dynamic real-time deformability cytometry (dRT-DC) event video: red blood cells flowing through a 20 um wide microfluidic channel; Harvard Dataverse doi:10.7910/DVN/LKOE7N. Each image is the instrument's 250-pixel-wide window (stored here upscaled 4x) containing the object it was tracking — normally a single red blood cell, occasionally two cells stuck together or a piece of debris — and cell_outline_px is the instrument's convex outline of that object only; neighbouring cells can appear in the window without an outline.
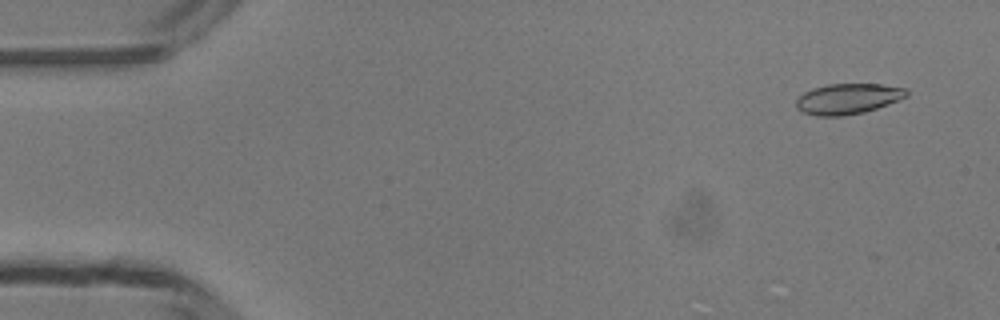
{"species": "common noctule bat (a hibernating species)", "species_latin": "Nyctalus noctula", "temperature_condition": "room temperature", "stored_images_in_passage": 39, "camera_frame_rate_fps": 3000, "um_per_image_px": 0.085, "animal": {"sex": "male", "body_mass_g": 13.3}, "frame": {"image": 1, "passage_image": 1, "time_ms": 0.0, "image_size_px": [1000, 320], "cell_outline_px": [[908, 96], [888, 104], [864, 112], [844, 116], [820, 116], [804, 112], [796, 108], [796, 100], [804, 92], [812, 88], [828, 84], [880, 84], [908, 88]], "centroid_in_image_um": [72.09, 8.39], "position_along_channel_um": 12.9, "area_um2": 19.65}}
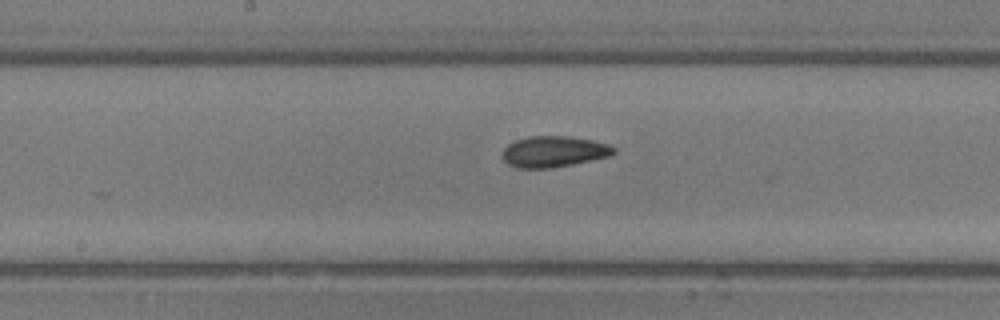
{"frame": {"image": 2, "passage_image": 23, "time_ms": 7.333, "image_size_px": [1000, 320], "cell_outline_px": [[616, 152], [608, 156], [572, 164], [548, 168], [516, 168], [508, 164], [504, 160], [504, 148], [508, 144], [516, 140], [528, 136], [568, 136], [592, 140], [608, 144], [616, 148]], "centroid_in_image_um": [47.07, 12.88], "position_along_channel_um": 201.1, "area_um2": 19.94}}
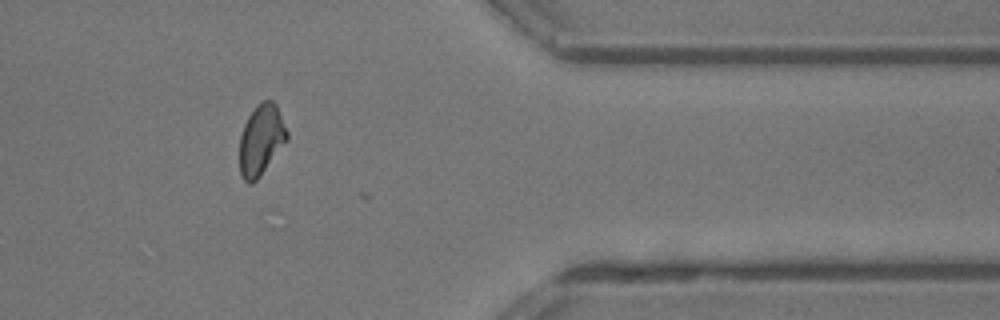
{"frame": {"image": 3, "passage_image": 38, "time_ms": 12.333, "image_size_px": [1000, 320], "cell_outline_px": [[288, 140], [260, 176], [252, 184], [248, 184], [244, 180], [240, 172], [240, 136], [244, 124], [248, 116], [264, 100], [272, 100], [276, 104], [288, 132]], "centroid_in_image_um": [22.21, 11.92], "position_along_channel_um": 389.2, "area_um2": 19.36}, "authors_computed_cell_mechanics": {"area_um2": 19.7676, "velocity_mm_per_s": 4.1943, "shape_relaxation_time_tau1_ms": 5.9494, "shape_relaxation_time_tau2_ms": 2.2904, "deformation_change_tau1": 0.129, "deformation_change_tau2": 0.0613}}